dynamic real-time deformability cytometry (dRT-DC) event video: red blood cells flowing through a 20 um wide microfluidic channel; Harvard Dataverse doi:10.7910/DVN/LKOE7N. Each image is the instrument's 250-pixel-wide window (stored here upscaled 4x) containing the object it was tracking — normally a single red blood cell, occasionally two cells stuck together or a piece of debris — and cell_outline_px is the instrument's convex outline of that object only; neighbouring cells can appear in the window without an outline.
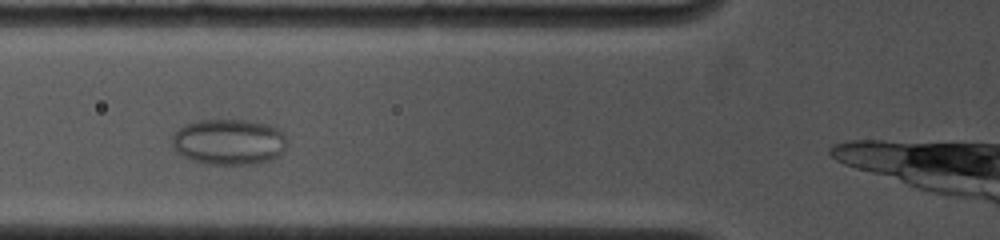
{"species": "common noctule bat (a hibernating species)", "species_latin": "Nyctalus noctula", "temperature_condition": "cold", "stored_images_in_passage": 11, "camera_frame_rate_fps": 4500, "um_per_image_px": 0.085, "animal": {"sex": "female", "body_mass_g": 19.0, "forearm_length_mm": 53.3}, "frame": {"image": 1, "passage_image": 8, "time_ms": 2.444, "image_size_px": [1000, 240], "cell_outline_px": [[288, 144], [272, 160], [248, 164], [208, 164], [192, 160], [176, 152], [172, 144], [172, 136], [180, 128], [188, 124], [200, 120], [244, 120], [272, 124], [280, 128], [288, 140]], "centroid_in_image_um": [19.5, 12.05], "position_along_channel_um": 106.3, "area_um2": 30.75}}